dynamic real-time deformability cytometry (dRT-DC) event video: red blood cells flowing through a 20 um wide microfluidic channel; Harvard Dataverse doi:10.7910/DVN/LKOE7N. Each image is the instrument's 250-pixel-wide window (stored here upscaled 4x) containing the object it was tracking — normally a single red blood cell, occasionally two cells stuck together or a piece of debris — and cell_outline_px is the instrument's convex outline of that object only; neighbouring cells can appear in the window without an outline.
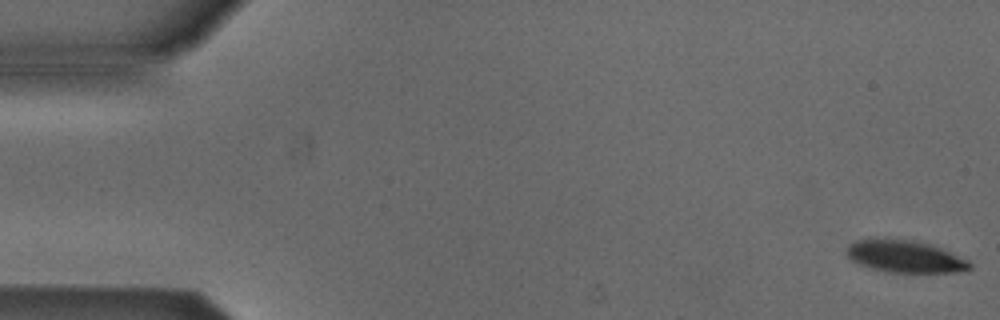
{"species": "Egyptian fruit bat (a non-hibernating species)", "species_latin": "Rousettus aegyptiacus", "temperature_condition": "cold", "stored_images_in_passage": 6, "camera_frame_rate_fps": 3000, "um_per_image_px": 0.085, "animal": {"sex": "male"}, "frame": {"image": 1, "passage_image": 1, "time_ms": 0.0, "image_size_px": [1000, 320], "cell_outline_px": [[972, 268], [956, 272], [884, 272], [860, 264], [852, 260], [844, 252], [848, 244], [856, 240], [912, 240], [928, 244], [940, 248], [968, 260], [972, 264]], "centroid_in_image_um": [76.91, 21.82], "position_along_channel_um": 8.1, "area_um2": 22.6}}
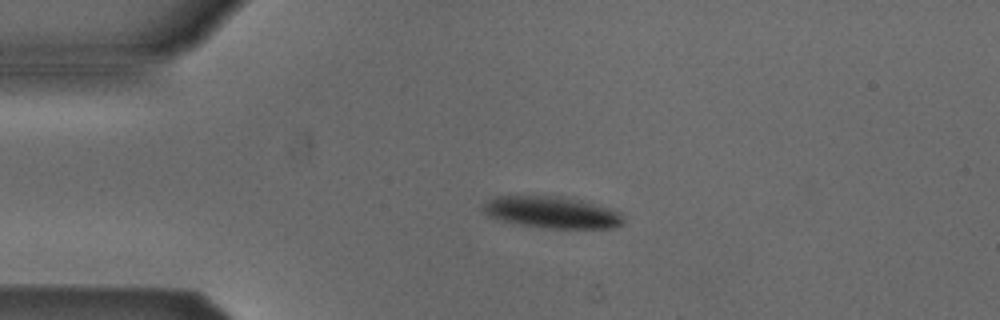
{"frame": {"image": 2, "passage_image": 4, "time_ms": 3.667, "image_size_px": [1000, 320], "cell_outline_px": [[624, 224], [612, 228], [540, 228], [516, 224], [496, 220], [488, 216], [480, 208], [488, 200], [496, 196], [552, 196], [576, 200], [608, 208], [620, 212], [624, 220]], "centroid_in_image_um": [46.84, 18.07], "position_along_channel_um": 38.2, "area_um2": 25.84}}
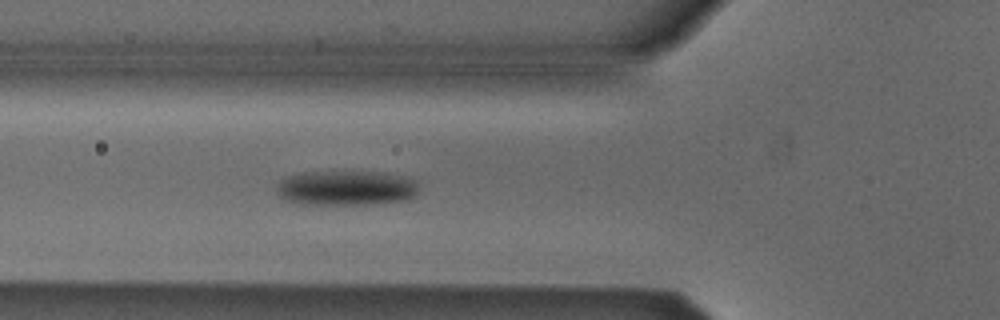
{"frame": {"image": 3, "passage_image": 6, "time_ms": 6.0, "image_size_px": [1000, 320], "cell_outline_px": [[416, 196], [408, 200], [384, 204], [300, 204], [284, 200], [276, 192], [276, 188], [280, 180], [288, 176], [304, 172], [380, 172], [400, 176], [416, 180]], "centroid_in_image_um": [29.42, 16.0], "position_along_channel_um": 96.4, "area_um2": 29.07}}